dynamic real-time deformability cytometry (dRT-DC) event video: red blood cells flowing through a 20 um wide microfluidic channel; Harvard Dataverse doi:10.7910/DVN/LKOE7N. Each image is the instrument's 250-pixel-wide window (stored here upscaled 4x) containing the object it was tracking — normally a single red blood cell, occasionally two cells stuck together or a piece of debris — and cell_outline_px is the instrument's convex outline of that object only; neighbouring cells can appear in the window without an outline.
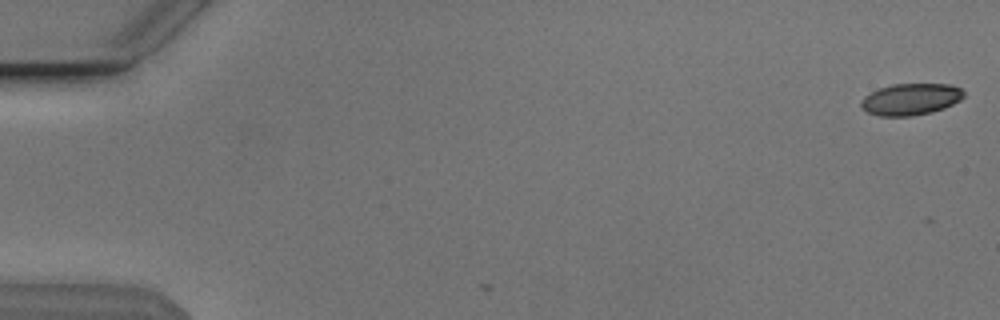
{"species": "Egyptian fruit bat (a non-hibernating species)", "species_latin": "Rousettus aegyptiacus", "temperature_condition": "cold", "stored_images_in_passage": 5, "camera_frame_rate_fps": 3000, "um_per_image_px": 0.085, "animal": {"sex": "male"}, "frame": {"image": 1, "passage_image": 1, "time_ms": 0.0, "image_size_px": [1000, 320], "cell_outline_px": [[964, 96], [960, 100], [944, 108], [932, 112], [912, 116], [880, 116], [868, 112], [860, 104], [860, 100], [864, 96], [880, 88], [892, 84], [952, 84], [960, 88], [964, 92]], "centroid_in_image_um": [77.42, 8.43], "position_along_channel_um": 7.6, "area_um2": 18.9}}